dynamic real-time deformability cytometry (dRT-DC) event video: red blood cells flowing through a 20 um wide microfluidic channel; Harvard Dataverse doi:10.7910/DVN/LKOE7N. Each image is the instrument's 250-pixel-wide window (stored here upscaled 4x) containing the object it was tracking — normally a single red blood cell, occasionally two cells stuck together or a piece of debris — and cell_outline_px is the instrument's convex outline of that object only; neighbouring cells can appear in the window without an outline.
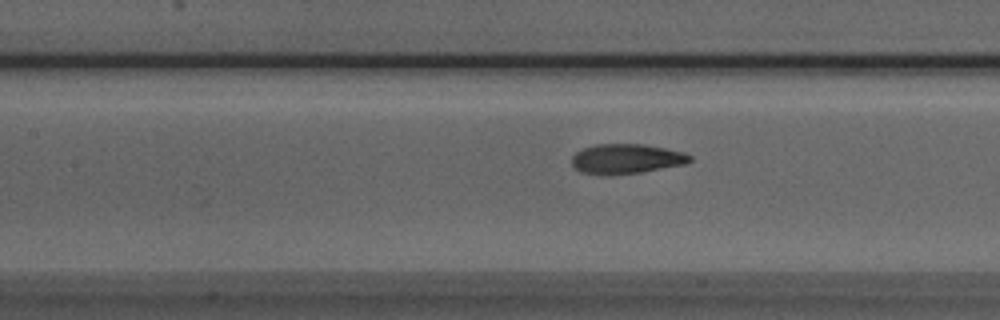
{"species": "Egyptian fruit bat (a non-hibernating species)", "species_latin": "Rousettus aegyptiacus", "temperature_condition": "room temperature", "stored_images_in_passage": 38, "camera_frame_rate_fps": 3000, "um_per_image_px": 0.085, "animal": {"sex": "male"}, "frame": {"image": 1, "passage_image": 13, "time_ms": 4.0, "image_size_px": [1000, 320], "cell_outline_px": [[692, 160], [684, 164], [640, 172], [608, 176], [604, 176], [580, 172], [572, 164], [572, 156], [576, 152], [592, 144], [644, 144], [684, 152], [692, 156]], "centroid_in_image_um": [53.2, 13.5], "position_along_channel_um": 154.2, "area_um2": 20.63}}
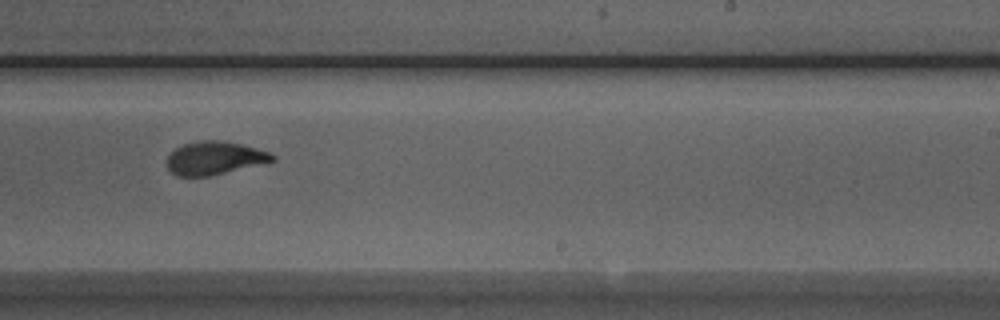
{"frame": {"image": 2, "passage_image": 22, "time_ms": 7.0, "image_size_px": [1000, 320], "cell_outline_px": [[276, 160], [208, 176], [176, 176], [168, 168], [168, 156], [176, 148], [184, 144], [200, 140], [220, 140], [240, 144], [256, 148], [268, 152], [276, 156]], "centroid_in_image_um": [18.23, 13.43], "position_along_channel_um": 270.8, "area_um2": 20.0}}
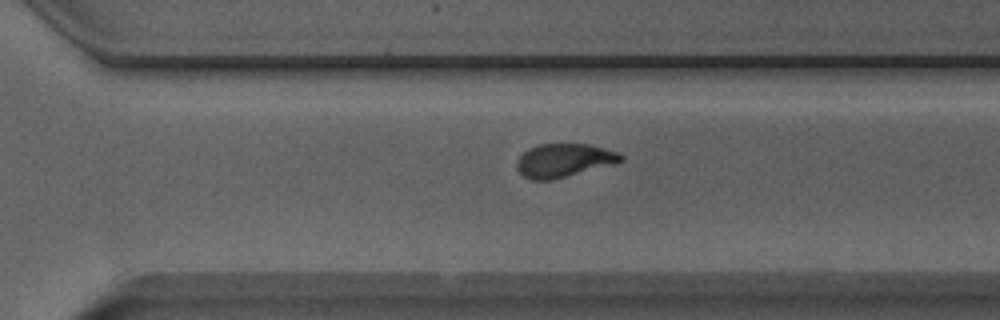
{"frame": {"image": 3, "passage_image": 26, "time_ms": 8.333, "image_size_px": [1000, 320], "cell_outline_px": [[624, 160], [616, 164], [552, 180], [532, 180], [524, 176], [516, 168], [516, 160], [528, 148], [540, 144], [588, 144], [604, 148], [616, 152], [624, 156]], "centroid_in_image_um": [47.94, 13.64], "position_along_channel_um": 322.7, "area_um2": 20.4}, "authors_computed_cell_mechanics": {"area_um2": 19.941, "velocity_mm_per_s": 3.897, "shape_relaxation_time_tau1_ms": 3.1694, "shape_relaxation_time_tau2_ms": 0.824, "deformation_change_tau1": 0.1851, "deformation_change_tau2": 0.0703}}